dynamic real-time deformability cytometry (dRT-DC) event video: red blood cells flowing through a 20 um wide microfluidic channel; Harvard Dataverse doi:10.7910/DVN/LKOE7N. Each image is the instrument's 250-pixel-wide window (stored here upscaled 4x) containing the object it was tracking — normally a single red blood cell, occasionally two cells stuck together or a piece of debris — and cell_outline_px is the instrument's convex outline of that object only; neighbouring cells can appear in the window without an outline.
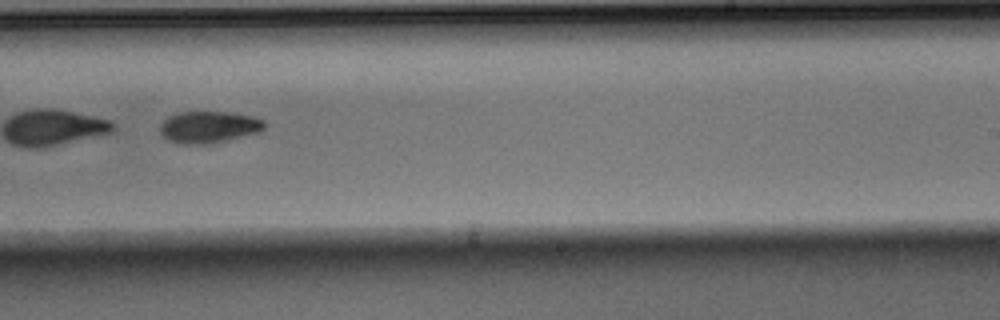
{"species": "Egyptian fruit bat (a non-hibernating species)", "species_latin": "Rousettus aegyptiacus", "temperature_condition": "warm", "stored_images_in_passage": 46, "segment_of_instrument_passage": [2, 2], "camera_frame_rate_fps": 3000, "um_per_image_px": 0.085, "animal": {"sex": "male"}, "frame": {"image": 1, "passage_image": 29, "time_ms": 9.333, "image_size_px": [1000, 320], "cell_outline_px": [[264, 128], [260, 132], [212, 144], [184, 144], [168, 140], [160, 132], [160, 124], [168, 116], [180, 112], [224, 112], [252, 116], [264, 120]], "centroid_in_image_um": [17.74, 10.81], "position_along_channel_um": 271.3, "area_um2": 19.31}}
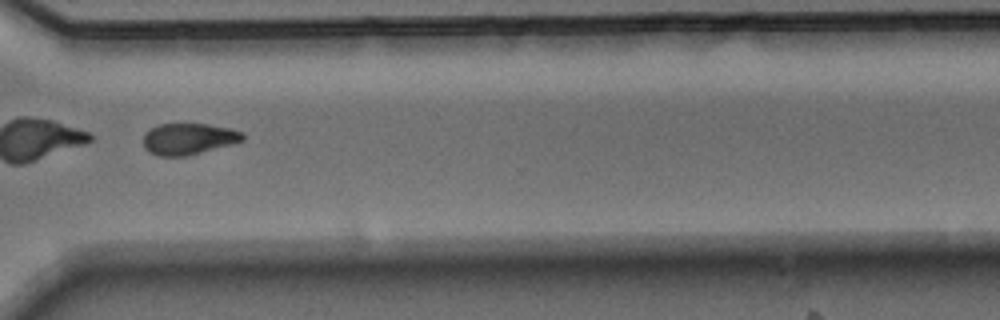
{"frame": {"image": 2, "passage_image": 35, "time_ms": 11.333, "image_size_px": [1000, 320], "cell_outline_px": [[244, 140], [232, 144], [188, 156], [156, 156], [148, 152], [144, 148], [144, 132], [160, 124], [208, 124], [232, 128], [244, 132]], "centroid_in_image_um": [16.04, 11.81], "position_along_channel_um": 354.6, "area_um2": 18.38}}